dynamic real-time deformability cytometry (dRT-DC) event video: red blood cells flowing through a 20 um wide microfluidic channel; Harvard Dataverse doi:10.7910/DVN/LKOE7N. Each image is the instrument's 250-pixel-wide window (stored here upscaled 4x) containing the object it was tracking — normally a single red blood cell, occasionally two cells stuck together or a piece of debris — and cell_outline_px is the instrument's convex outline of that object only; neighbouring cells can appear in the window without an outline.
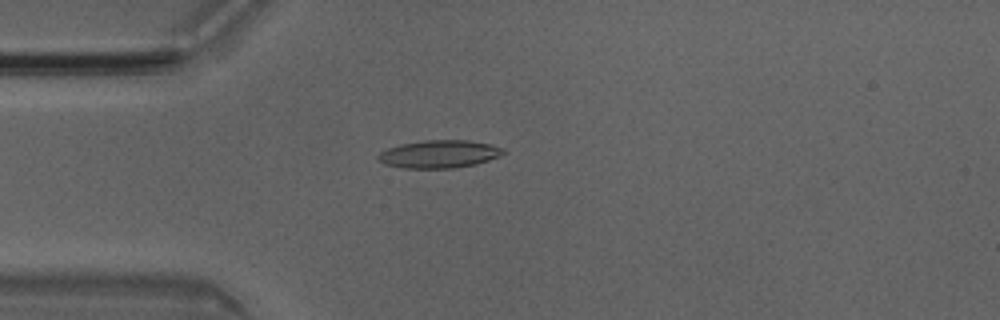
{"species": "Egyptian fruit bat (a non-hibernating species)", "species_latin": "Rousettus aegyptiacus", "temperature_condition": "room temperature", "stored_images_in_passage": 27, "camera_frame_rate_fps": 3000, "um_per_image_px": 0.085, "animal": {"sex": "male"}, "frame": {"image": 1, "passage_image": 2, "time_ms": 0.333, "image_size_px": [1000, 320], "cell_outline_px": [[504, 152], [500, 156], [476, 164], [456, 168], [404, 168], [384, 164], [376, 156], [380, 152], [388, 148], [400, 144], [424, 140], [468, 140], [492, 144], [504, 148]], "centroid_in_image_um": [37.34, 13.09], "position_along_channel_um": 47.7, "area_um2": 20.35}}
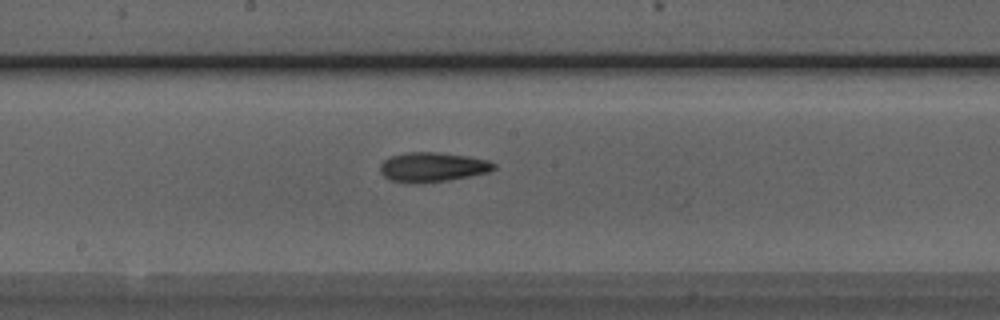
{"frame": {"image": 2, "passage_image": 15, "time_ms": 4.667, "image_size_px": [1000, 320], "cell_outline_px": [[496, 168], [488, 172], [448, 180], [420, 184], [416, 184], [388, 180], [380, 172], [380, 164], [384, 160], [392, 156], [404, 152], [440, 152], [468, 156], [488, 160], [496, 164]], "centroid_in_image_um": [36.74, 14.2], "position_along_channel_um": 211.5, "area_um2": 19.77}}
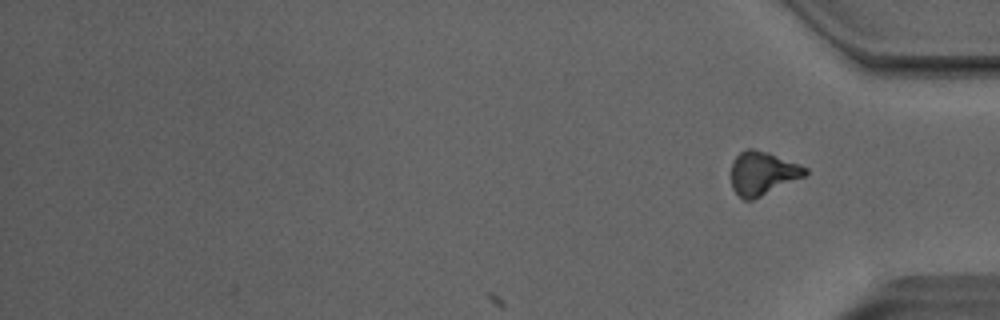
{"frame": {"image": 3, "passage_image": 27, "time_ms": 8.667, "image_size_px": [1000, 320], "cell_outline_px": [[808, 176], [752, 200], [744, 200], [732, 188], [732, 160], [740, 152], [748, 148], [752, 148], [768, 152], [800, 164], [808, 168]], "centroid_in_image_um": [64.87, 14.72], "position_along_channel_um": 370.3, "area_um2": 19.02}, "authors_computed_cell_mechanics": {"area_um2": 18.9584, "velocity_mm_per_s": 4.0499, "shape_relaxation_time_tau1_ms": 6.1678, "shape_relaxation_time_tau2_ms": 7.2718, "deformation_change_tau1": 0.1877, "deformation_change_tau2": 0.1885}}